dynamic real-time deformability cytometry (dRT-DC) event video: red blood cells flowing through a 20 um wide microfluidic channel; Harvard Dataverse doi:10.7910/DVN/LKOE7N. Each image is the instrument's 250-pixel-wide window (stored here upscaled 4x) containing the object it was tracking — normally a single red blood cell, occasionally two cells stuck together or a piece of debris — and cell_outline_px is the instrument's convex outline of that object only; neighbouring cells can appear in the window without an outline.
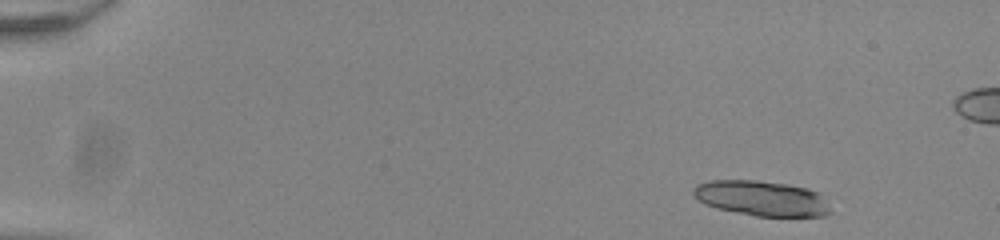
{"species": "common noctule bat (a hibernating species)", "species_latin": "Nyctalus noctula", "temperature_condition": "room temperature", "stored_images_in_passage": 22, "camera_frame_rate_fps": 3000, "um_per_image_px": 0.085, "animal": {"sex": "male", "body_mass_g": 20.0, "forearm_length_mm": 53.3}, "frame": {"image": 1, "passage_image": 4, "time_ms": 1.0, "image_size_px": [1000, 240], "cell_outline_px": [[832, 212], [824, 216], [756, 216], [716, 208], [704, 204], [692, 192], [692, 188], [696, 184], [708, 180], [760, 180], [788, 184], [808, 188], [820, 192]], "centroid_in_image_um": [64.74, 16.84], "position_along_channel_um": 20.3, "area_um2": 28.32}}